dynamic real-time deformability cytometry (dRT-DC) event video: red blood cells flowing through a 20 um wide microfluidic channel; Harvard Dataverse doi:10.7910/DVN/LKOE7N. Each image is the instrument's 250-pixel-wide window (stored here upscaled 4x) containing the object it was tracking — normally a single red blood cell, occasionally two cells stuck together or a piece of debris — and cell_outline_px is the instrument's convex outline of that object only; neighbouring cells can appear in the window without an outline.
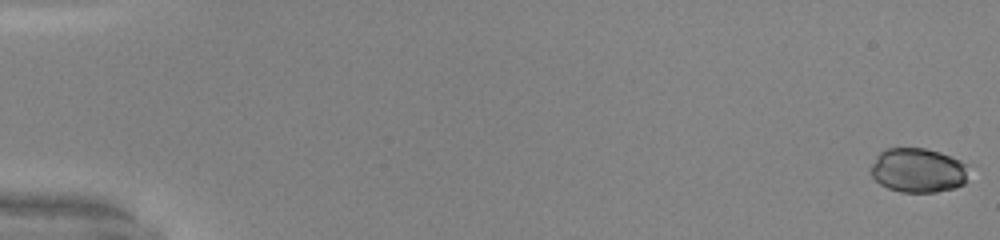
{"species": "common noctule bat (a hibernating species)", "species_latin": "Nyctalus noctula", "temperature_condition": "warm", "stored_images_in_passage": 52, "camera_frame_rate_fps": 3000, "um_per_image_px": 0.085, "animal": {"sex": "male", "body_mass_g": 20.0, "forearm_length_mm": 53.3}, "frame": {"image": 1, "passage_image": 1, "time_ms": 0.0, "image_size_px": [1000, 240], "cell_outline_px": [[968, 164], [964, 184], [956, 188], [936, 192], [900, 192], [888, 188], [880, 184], [872, 176], [872, 164], [876, 156], [884, 148], [924, 148], [940, 152], [960, 160]], "centroid_in_image_um": [78.04, 14.47], "position_along_channel_um": 7.0, "area_um2": 25.37}}
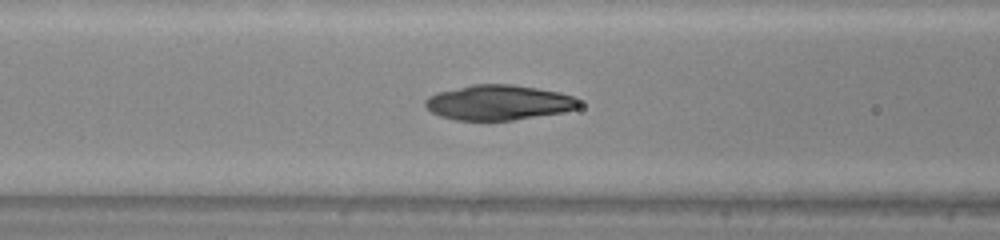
{"frame": {"image": 2, "passage_image": 23, "time_ms": 7.333, "image_size_px": [1000, 240], "cell_outline_px": [[580, 104], [576, 108], [564, 112], [512, 120], [456, 120], [440, 116], [432, 112], [424, 104], [424, 100], [428, 96], [436, 92], [472, 84], [512, 84], [560, 92], [572, 96], [580, 100]], "centroid_in_image_um": [42.36, 8.71], "position_along_channel_um": 124.2, "area_um2": 31.44}}
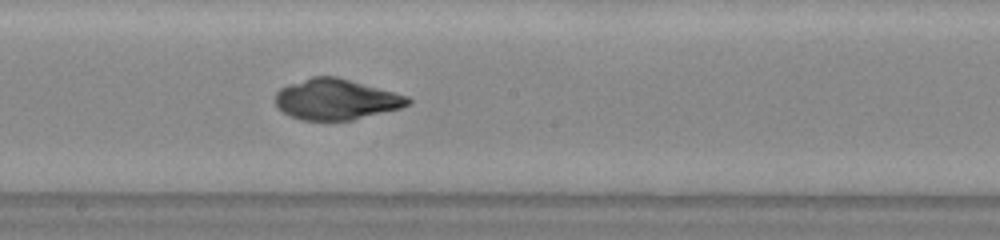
{"frame": {"image": 3, "passage_image": 30, "time_ms": 9.667, "image_size_px": [1000, 240], "cell_outline_px": [[412, 100], [408, 104], [400, 108], [352, 120], [300, 120], [288, 116], [276, 104], [276, 92], [280, 88], [288, 84], [312, 76], [336, 76], [408, 96]], "centroid_in_image_um": [28.54, 8.44], "position_along_channel_um": 219.7, "area_um2": 31.27}}